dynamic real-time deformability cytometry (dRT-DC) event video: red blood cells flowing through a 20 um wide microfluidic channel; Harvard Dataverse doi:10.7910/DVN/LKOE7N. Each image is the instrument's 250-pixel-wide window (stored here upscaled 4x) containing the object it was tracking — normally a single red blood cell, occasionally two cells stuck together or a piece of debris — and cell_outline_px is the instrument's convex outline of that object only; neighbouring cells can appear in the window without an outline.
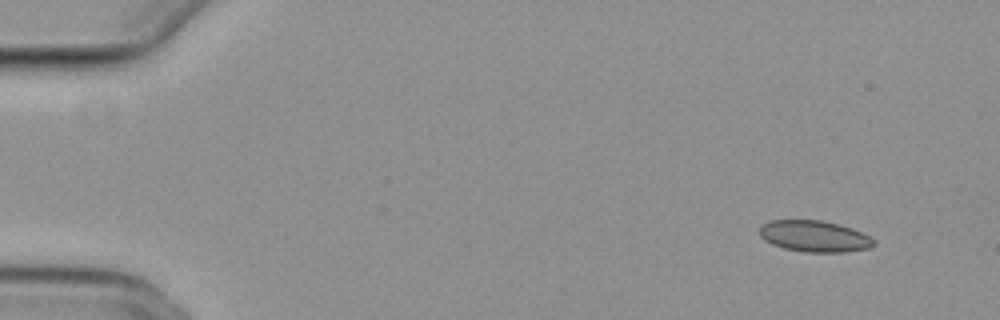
{"species": "common noctule bat (a hibernating species)", "species_latin": "Nyctalus noctula", "temperature_condition": "cold", "stored_images_in_passage": 52, "camera_frame_rate_fps": 3000, "um_per_image_px": 0.085, "animal": {"sex": "female", "body_mass_g": 29.2, "forearm_length_mm": 56.3}, "frame": {"image": 1, "passage_image": 1, "time_ms": 0.0, "image_size_px": [1000, 320], "cell_outline_px": [[876, 244], [868, 248], [848, 252], [804, 252], [784, 248], [772, 244], [764, 240], [760, 236], [760, 228], [768, 220], [820, 220], [840, 224], [852, 228], [876, 240]], "centroid_in_image_um": [69.23, 20.08], "position_along_channel_um": 15.8, "area_um2": 20.92}}
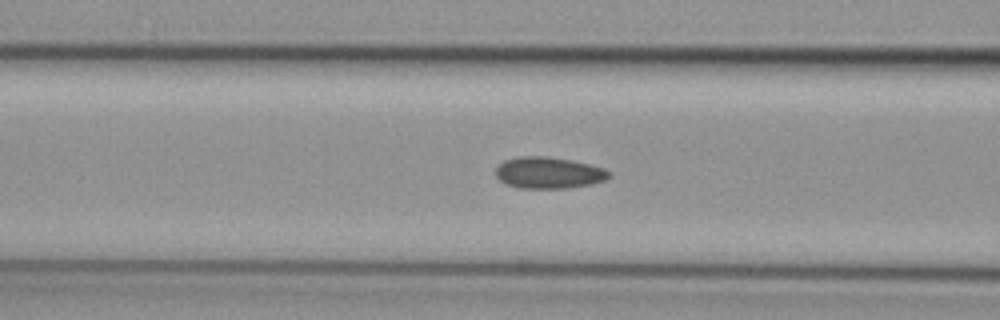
{"frame": {"image": 2, "passage_image": 19, "time_ms": 6.0, "image_size_px": [1000, 320], "cell_outline_px": [[612, 176], [604, 180], [592, 184], [568, 188], [520, 188], [508, 184], [500, 180], [496, 176], [496, 168], [504, 160], [520, 156], [544, 156], [572, 160], [604, 168], [612, 172]], "centroid_in_image_um": [46.67, 14.68], "position_along_channel_um": 119.9, "area_um2": 20.81}}
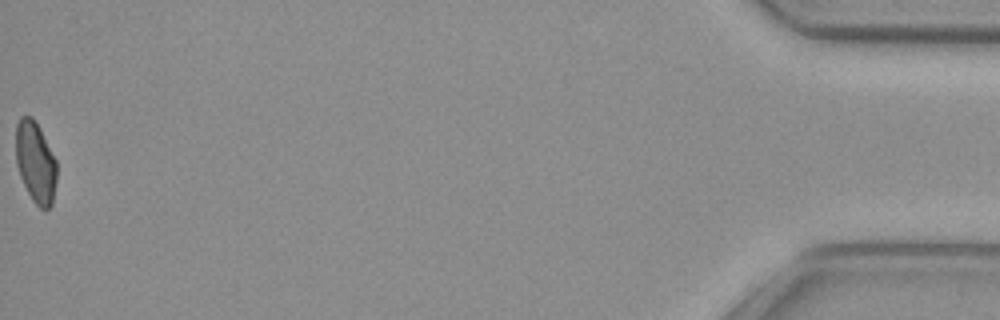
{"frame": {"image": 3, "passage_image": 52, "time_ms": 17.0, "image_size_px": [1000, 320], "cell_outline_px": [[56, 180], [52, 204], [48, 208], [40, 208], [32, 200], [20, 176], [16, 164], [16, 124], [20, 116], [32, 116], [56, 160]], "centroid_in_image_um": [3.0, 13.79], "position_along_channel_um": 432.2, "area_um2": 19.07}, "authors_computed_cell_mechanics": {"area_um2": 20.7213, "velocity_mm_per_s": 3.7502, "shape_relaxation_time_tau1_ms": null, "shape_relaxation_time_tau2_ms": 2.6522, "deformation_change_tau1": null, "deformation_change_tau2": 0.0728}}